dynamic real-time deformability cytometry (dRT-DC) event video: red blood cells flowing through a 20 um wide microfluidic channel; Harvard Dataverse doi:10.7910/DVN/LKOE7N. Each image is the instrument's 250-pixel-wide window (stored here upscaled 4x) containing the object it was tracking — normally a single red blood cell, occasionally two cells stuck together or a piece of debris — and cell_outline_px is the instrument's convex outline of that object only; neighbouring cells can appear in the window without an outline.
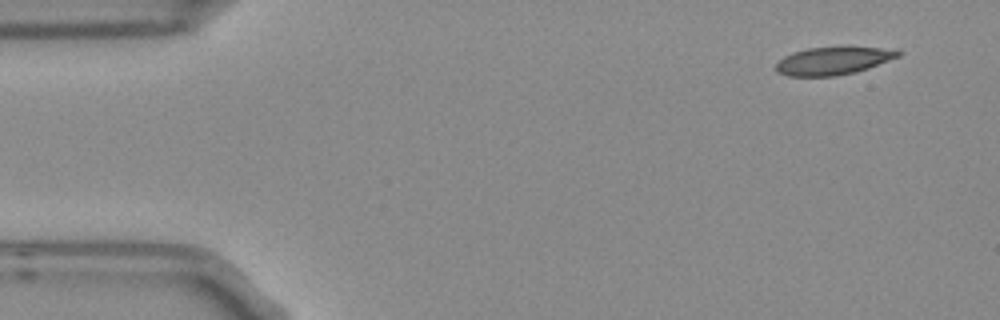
{"species": "Egyptian fruit bat (a non-hibernating species)", "species_latin": "Rousettus aegyptiacus", "temperature_condition": "room temperature", "stored_images_in_passage": 6, "camera_frame_rate_fps": 3000, "um_per_image_px": 0.085, "frame": {"image": 1, "passage_image": 1, "time_ms": 0.0, "image_size_px": [1000, 320], "cell_outline_px": [[904, 52], [900, 56], [868, 68], [856, 72], [836, 76], [788, 76], [776, 72], [776, 64], [784, 56], [792, 52], [808, 48], [848, 44], [896, 48]], "centroid_in_image_um": [70.93, 5.11], "position_along_channel_um": 14.1, "area_um2": 20.92}}